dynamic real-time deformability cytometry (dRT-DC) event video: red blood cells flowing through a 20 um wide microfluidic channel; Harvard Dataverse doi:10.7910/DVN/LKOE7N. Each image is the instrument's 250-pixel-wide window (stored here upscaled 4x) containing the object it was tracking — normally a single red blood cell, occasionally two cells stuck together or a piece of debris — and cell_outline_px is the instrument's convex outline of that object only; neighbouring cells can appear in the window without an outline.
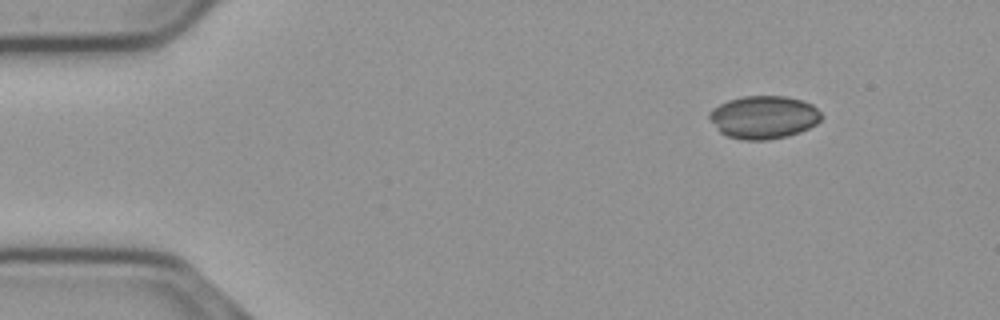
{"species": "common noctule bat (a hibernating species)", "species_latin": "Nyctalus noctula", "temperature_condition": "cold", "stored_images_in_passage": 50, "camera_frame_rate_fps": 3000, "um_per_image_px": 0.085, "animal": {"sex": "male", "body_mass_g": 23.1, "forearm_length_mm": 52.7}, "frame": {"image": 1, "passage_image": 1, "time_ms": 0.0, "image_size_px": [1000, 320], "cell_outline_px": [[824, 116], [816, 124], [800, 132], [788, 136], [768, 140], [744, 140], [728, 136], [720, 132], [716, 128], [708, 116], [708, 112], [712, 108], [728, 100], [744, 96], [784, 96], [804, 100], [812, 104]], "centroid_in_image_um": [64.92, 9.96], "position_along_channel_um": 20.1, "area_um2": 28.21}}
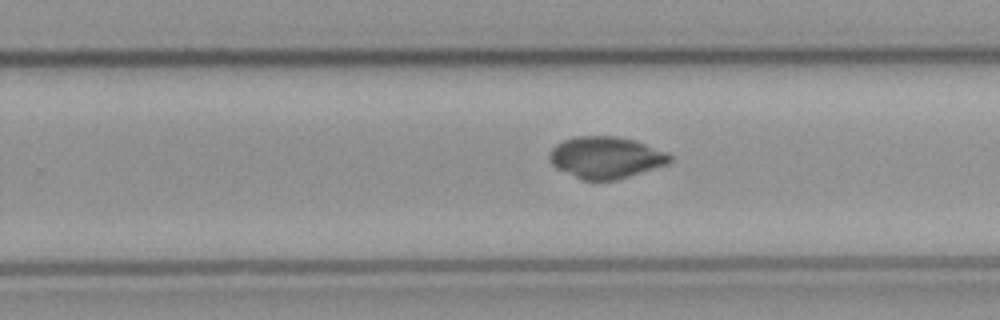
{"frame": {"image": 2, "passage_image": 29, "time_ms": 9.333, "image_size_px": [1000, 320], "cell_outline_px": [[672, 160], [668, 164], [616, 180], [584, 180], [556, 168], [548, 160], [548, 152], [556, 144], [564, 140], [576, 136], [616, 136], [636, 140], [668, 152], [672, 156]], "centroid_in_image_um": [51.5, 13.37], "position_along_channel_um": 278.3, "area_um2": 29.42}}
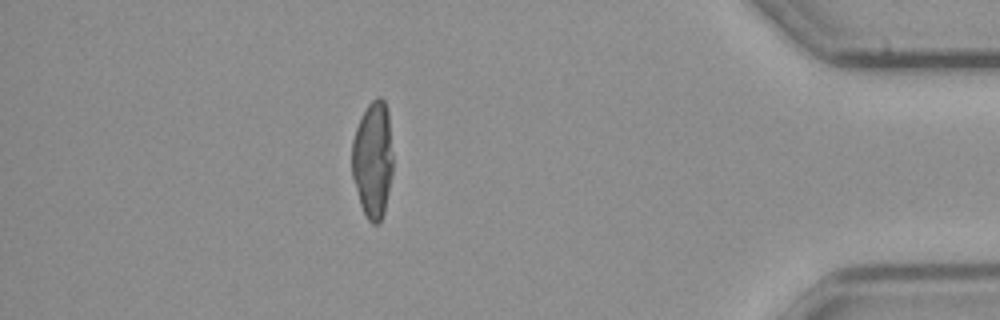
{"frame": {"image": 3, "passage_image": 43, "time_ms": 14.0, "image_size_px": [1000, 320], "cell_outline_px": [[392, 172], [384, 212], [380, 224], [372, 224], [368, 220], [360, 204], [352, 176], [352, 140], [356, 128], [368, 104], [376, 96], [380, 96], [384, 100], [388, 108], [392, 156]], "centroid_in_image_um": [31.69, 13.56], "position_along_channel_um": 403.5, "area_um2": 27.86}, "authors_computed_cell_mechanics": {"area_um2": 29.5069, "velocity_mm_per_s": 3.6914, "shape_relaxation_time_tau1_ms": null, "shape_relaxation_time_tau2_ms": 3.4382, "deformation_change_tau1": null, "deformation_change_tau2": 0.0388}}